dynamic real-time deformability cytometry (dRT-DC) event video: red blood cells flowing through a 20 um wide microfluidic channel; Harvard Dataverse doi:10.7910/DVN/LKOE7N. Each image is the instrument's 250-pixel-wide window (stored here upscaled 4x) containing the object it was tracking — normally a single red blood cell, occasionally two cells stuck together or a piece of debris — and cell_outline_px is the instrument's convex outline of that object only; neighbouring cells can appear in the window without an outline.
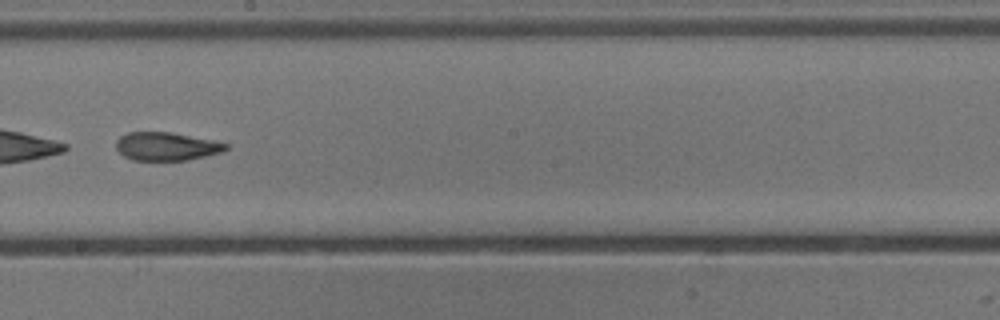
{"species": "common noctule bat (a hibernating species)", "species_latin": "Nyctalus noctula", "temperature_condition": "cold", "stored_images_in_passage": 52, "camera_frame_rate_fps": 3000, "um_per_image_px": 0.085, "animal": {"sex": "male", "body_mass_g": 13.3}, "frame": {"image": 1, "passage_image": 30, "time_ms": 9.667, "image_size_px": [1000, 320], "cell_outline_px": [[228, 148], [224, 152], [188, 160], [132, 160], [124, 156], [116, 148], [116, 140], [120, 136], [128, 132], [172, 132], [212, 140], [228, 144]], "centroid_in_image_um": [14.15, 12.44], "position_along_channel_um": 234.0, "area_um2": 18.15}}